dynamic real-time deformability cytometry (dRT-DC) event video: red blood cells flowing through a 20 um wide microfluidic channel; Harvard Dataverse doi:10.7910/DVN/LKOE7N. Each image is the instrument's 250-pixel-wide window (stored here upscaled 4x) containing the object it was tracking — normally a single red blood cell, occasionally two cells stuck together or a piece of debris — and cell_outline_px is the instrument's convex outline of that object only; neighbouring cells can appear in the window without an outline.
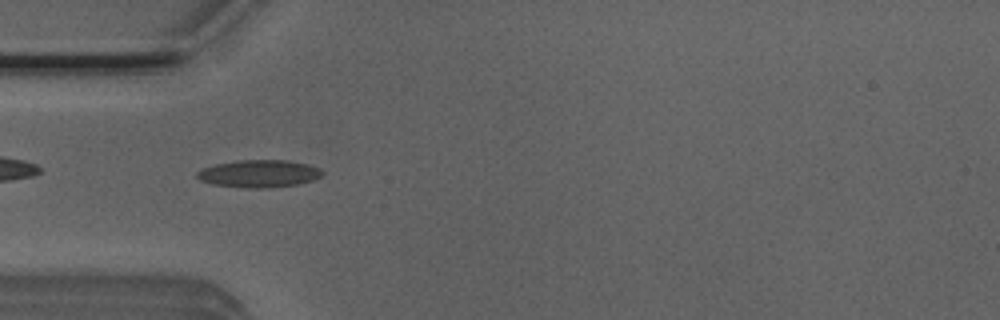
{"species": "Egyptian fruit bat (a non-hibernating species)", "species_latin": "Rousettus aegyptiacus", "temperature_condition": "room temperature", "stored_images_in_passage": 38, "camera_frame_rate_fps": 3000, "um_per_image_px": 0.085, "animal": {"sex": "male"}, "frame": {"image": 1, "passage_image": 2, "time_ms": 0.333, "image_size_px": [1000, 320], "cell_outline_px": [[324, 172], [320, 176], [312, 180], [300, 184], [268, 188], [244, 188], [212, 184], [200, 180], [196, 176], [196, 172], [200, 168], [216, 164], [240, 160], [288, 160], [308, 164], [320, 168]], "centroid_in_image_um": [22.0, 14.76], "position_along_channel_um": 63.0, "area_um2": 20.23}}
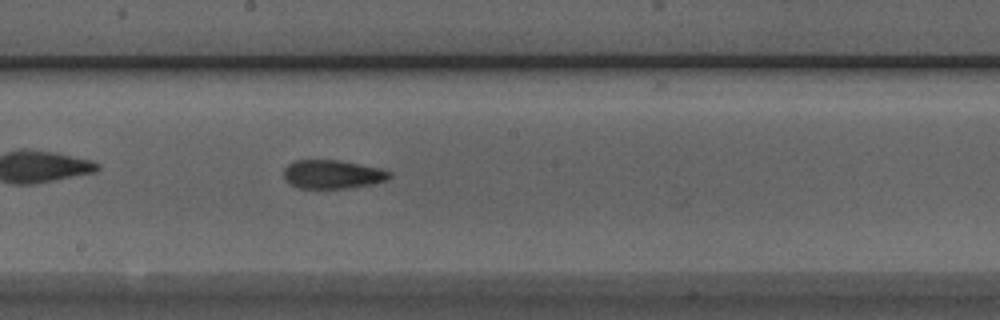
{"frame": {"image": 2, "passage_image": 14, "time_ms": 4.333, "image_size_px": [1000, 320], "cell_outline_px": [[392, 176], [388, 180], [372, 184], [348, 188], [296, 188], [288, 184], [284, 176], [284, 168], [288, 164], [296, 160], [336, 160], [380, 168], [392, 172]], "centroid_in_image_um": [28.26, 14.82], "position_along_channel_um": 219.9, "area_um2": 17.74}}
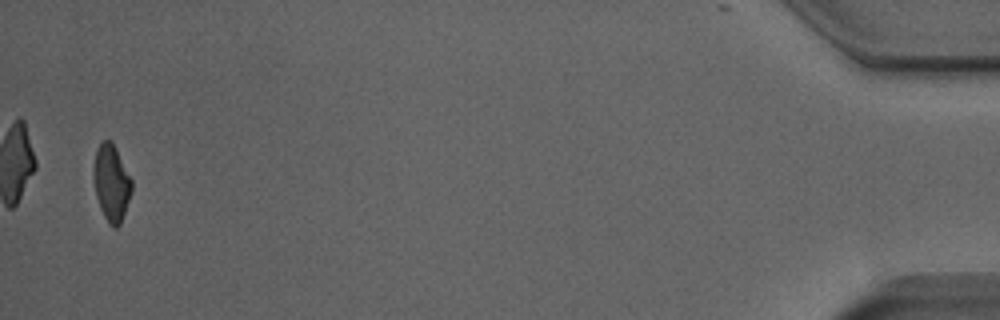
{"frame": {"image": 3, "passage_image": 37, "time_ms": 12.0, "image_size_px": [1000, 320], "cell_outline_px": [[132, 192], [120, 224], [116, 228], [112, 228], [108, 224], [100, 208], [96, 196], [92, 176], [92, 164], [96, 152], [100, 144], [104, 140], [112, 140], [132, 180]], "centroid_in_image_um": [9.45, 15.55], "position_along_channel_um": 425.7, "area_um2": 17.22}, "authors_computed_cell_mechanics": {"area_um2": 17.6868, "velocity_mm_per_s": 3.9294, "shape_relaxation_time_tau1_ms": 7.6444, "shape_relaxation_time_tau2_ms": 2.2877, "deformation_change_tau1": 0.1993, "deformation_change_tau2": 0.1059}}